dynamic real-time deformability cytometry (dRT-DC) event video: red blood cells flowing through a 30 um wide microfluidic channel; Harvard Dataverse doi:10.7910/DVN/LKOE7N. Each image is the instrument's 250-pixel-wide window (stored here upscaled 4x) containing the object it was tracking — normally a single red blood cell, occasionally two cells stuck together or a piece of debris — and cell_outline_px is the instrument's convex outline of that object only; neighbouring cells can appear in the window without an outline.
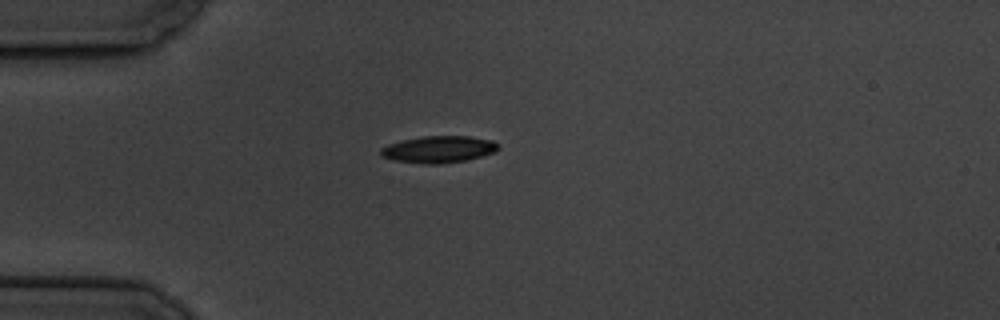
{"species": "common noctule bat (a hibernating species)", "species_latin": "Nyctalus noctula", "temperature_condition": "cold", "stored_images_in_passage": 6, "camera_frame_rate_fps": 3000, "um_per_image_px": 0.085, "animal": {"sex": "male", "body_mass_g": 19.5, "forearm_length_mm": 54.6}, "frame": {"image": 1, "passage_image": 6, "time_ms": 6.667, "image_size_px": [1000, 320], "cell_outline_px": [[500, 148], [496, 152], [464, 160], [440, 164], [420, 164], [396, 160], [380, 156], [380, 148], [388, 144], [404, 140], [424, 136], [468, 136], [492, 140], [500, 144]], "centroid_in_image_um": [37.3, 12.69], "position_along_channel_um": 47.7, "area_um2": 18.38}}